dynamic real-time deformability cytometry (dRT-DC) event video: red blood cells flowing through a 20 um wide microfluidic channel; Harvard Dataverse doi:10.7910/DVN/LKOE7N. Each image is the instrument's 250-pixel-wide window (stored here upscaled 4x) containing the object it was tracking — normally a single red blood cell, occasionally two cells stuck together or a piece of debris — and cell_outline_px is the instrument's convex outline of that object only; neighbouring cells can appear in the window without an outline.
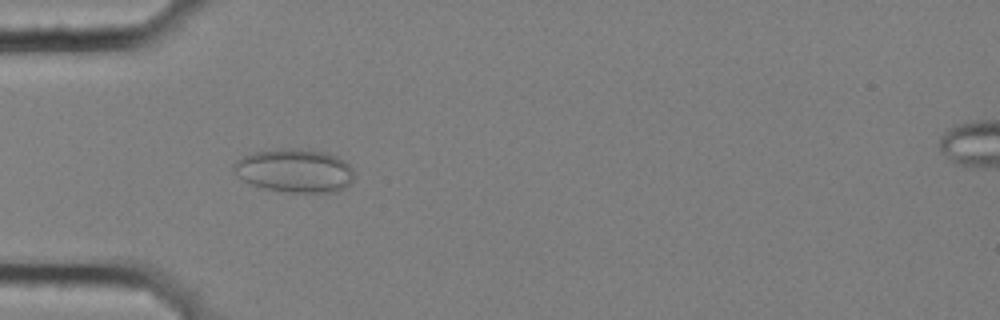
{"species": "common noctule bat (a hibernating species)", "species_latin": "Nyctalus noctula", "temperature_condition": "cold", "stored_images_in_passage": 4, "camera_frame_rate_fps": 3000, "um_per_image_px": 0.085, "animal": {"sex": "female", "body_mass_g": 25.1}, "frame": {"image": 1, "passage_image": 3, "time_ms": 0.667, "image_size_px": [1000, 320], "cell_outline_px": [[352, 180], [344, 188], [336, 192], [288, 192], [260, 188], [244, 180], [232, 172], [232, 164], [236, 160], [244, 156], [256, 152], [280, 148], [292, 148], [324, 152], [336, 156], [344, 160], [352, 168]], "centroid_in_image_um": [25.01, 14.51], "position_along_channel_um": 60.0, "area_um2": 30.52}}